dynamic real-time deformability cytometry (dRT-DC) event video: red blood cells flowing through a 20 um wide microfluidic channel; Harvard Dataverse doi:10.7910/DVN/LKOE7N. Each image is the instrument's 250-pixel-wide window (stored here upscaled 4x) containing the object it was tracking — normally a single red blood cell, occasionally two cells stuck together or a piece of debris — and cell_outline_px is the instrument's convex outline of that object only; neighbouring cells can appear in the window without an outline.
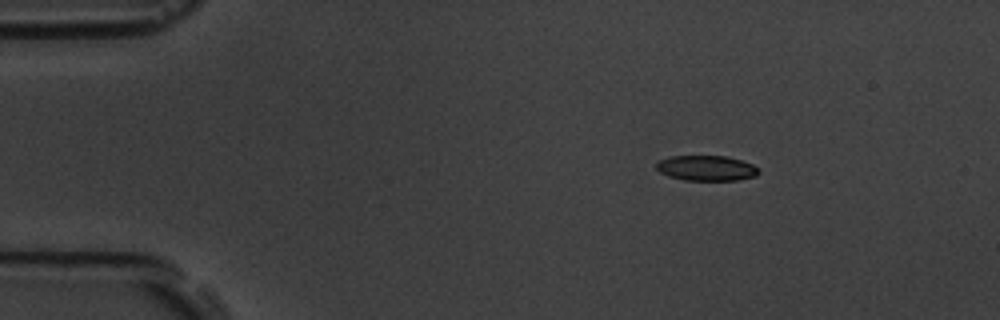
{"species": "common noctule bat (a hibernating species)", "species_latin": "Nyctalus noctula", "temperature_condition": "room temperature", "stored_images_in_passage": 4, "camera_frame_rate_fps": 3000, "um_per_image_px": 0.085, "animal": {"sex": "male", "body_mass_g": 19.5, "forearm_length_mm": 54.6}, "frame": {"image": 1, "passage_image": 1, "time_ms": 0.0, "image_size_px": [1000, 320], "cell_outline_px": [[760, 172], [756, 176], [736, 180], [684, 180], [668, 176], [660, 172], [656, 168], [656, 164], [660, 160], [672, 156], [724, 156], [740, 160], [752, 164], [760, 168]], "centroid_in_image_um": [60.06, 14.29], "position_along_channel_um": 24.9, "area_um2": 15.03}}